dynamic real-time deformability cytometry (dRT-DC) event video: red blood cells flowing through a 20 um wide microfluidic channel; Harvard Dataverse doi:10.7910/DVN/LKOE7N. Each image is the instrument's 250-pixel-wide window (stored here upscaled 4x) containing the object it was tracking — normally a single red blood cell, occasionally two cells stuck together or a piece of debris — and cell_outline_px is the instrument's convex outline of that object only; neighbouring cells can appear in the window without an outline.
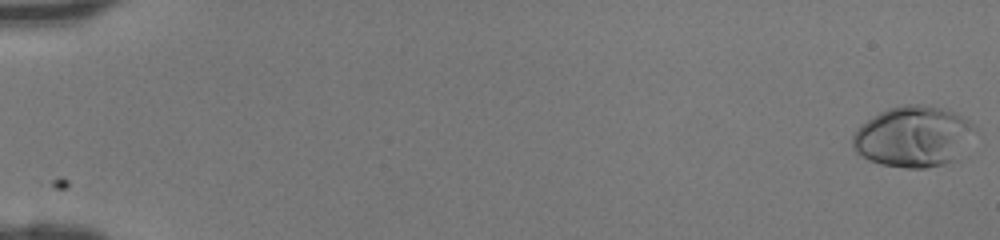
{"species": "human", "species_latin": "Homo sapiens", "temperature_condition": "room temperature", "stored_images_in_passage": 47, "camera_frame_rate_fps": 3000, "um_per_image_px": 0.085, "donor": {"sex": "female"}, "frame": {"image": 1, "passage_image": 1, "time_ms": 0.0, "image_size_px": [1000, 240], "cell_outline_px": [[976, 128], [952, 160], [944, 164], [924, 168], [904, 168], [880, 164], [868, 160], [856, 152], [852, 148], [852, 136], [868, 120], [880, 112], [888, 108], [904, 104], [920, 104], [940, 108], [956, 112], [964, 116]], "centroid_in_image_um": [77.58, 11.6], "position_along_channel_um": 7.4, "area_um2": 42.6}}
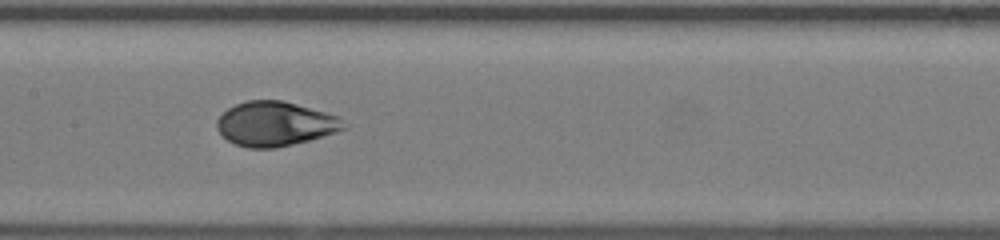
{"frame": {"image": 2, "passage_image": 25, "time_ms": 8.0, "image_size_px": [1000, 240], "cell_outline_px": [[348, 128], [336, 132], [308, 140], [276, 148], [248, 148], [236, 144], [228, 140], [216, 128], [216, 120], [228, 108], [236, 104], [248, 100], [280, 100], [296, 104], [340, 116]], "centroid_in_image_um": [23.39, 10.52], "position_along_channel_um": 184.0, "area_um2": 32.71}}
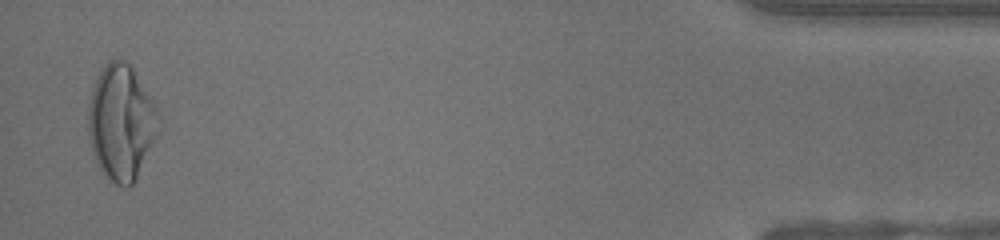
{"frame": {"image": 3, "passage_image": 46, "time_ms": 15.0, "image_size_px": [1000, 240], "cell_outline_px": [[160, 132], [132, 184], [128, 188], [124, 188], [116, 184], [104, 176], [92, 152], [88, 136], [88, 104], [92, 88], [96, 76], [104, 64], [108, 60], [124, 60], [132, 68], [152, 100], [160, 116]], "centroid_in_image_um": [10.29, 10.42], "position_along_channel_um": 424.9, "area_um2": 47.51}}